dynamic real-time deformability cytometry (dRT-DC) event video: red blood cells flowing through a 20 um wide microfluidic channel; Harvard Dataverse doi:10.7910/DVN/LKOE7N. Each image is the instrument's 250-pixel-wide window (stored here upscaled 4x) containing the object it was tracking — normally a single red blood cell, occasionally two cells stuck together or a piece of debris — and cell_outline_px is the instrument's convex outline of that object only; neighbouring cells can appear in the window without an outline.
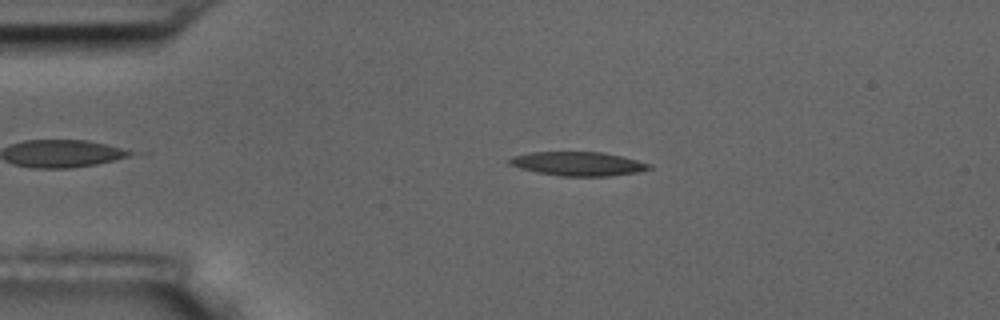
{"species": "common noctule bat (a hibernating species)", "species_latin": "Nyctalus noctula", "temperature_condition": "room temperature", "stored_images_in_passage": 3, "camera_frame_rate_fps": 3000, "um_per_image_px": 0.085, "animal": {"sex": "male", "body_mass_g": 17.5, "forearm_length_mm": 52.3}, "frame": {"image": 1, "passage_image": 2, "time_ms": 1.333, "image_size_px": [1000, 320], "cell_outline_px": [[652, 168], [640, 172], [608, 176], [564, 176], [536, 172], [520, 168], [508, 164], [508, 160], [512, 156], [532, 152], [600, 152], [620, 156], [652, 164]], "centroid_in_image_um": [49.14, 13.92], "position_along_channel_um": 35.9, "area_um2": 19.42}}